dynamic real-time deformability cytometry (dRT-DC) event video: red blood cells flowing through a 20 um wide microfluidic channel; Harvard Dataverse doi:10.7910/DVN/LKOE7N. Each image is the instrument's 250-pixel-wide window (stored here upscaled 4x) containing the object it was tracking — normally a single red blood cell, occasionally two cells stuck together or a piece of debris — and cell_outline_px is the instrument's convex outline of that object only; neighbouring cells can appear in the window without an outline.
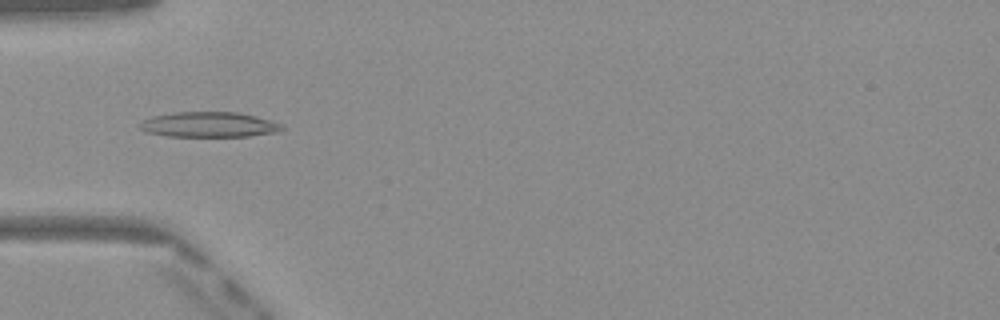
{"species": "Egyptian fruit bat (a non-hibernating species)", "species_latin": "Rousettus aegyptiacus", "temperature_condition": "warm", "stored_images_in_passage": 49, "camera_frame_rate_fps": 3000, "um_per_image_px": 0.085, "frame": {"image": 1, "passage_image": 16, "time_ms": 5.0, "image_size_px": [1000, 320], "cell_outline_px": [[284, 128], [276, 132], [248, 136], [168, 136], [144, 132], [140, 128], [140, 124], [144, 120], [152, 116], [172, 112], [240, 112], [272, 120], [284, 124]], "centroid_in_image_um": [17.78, 10.58], "position_along_channel_um": 67.2, "area_um2": 20.98}}
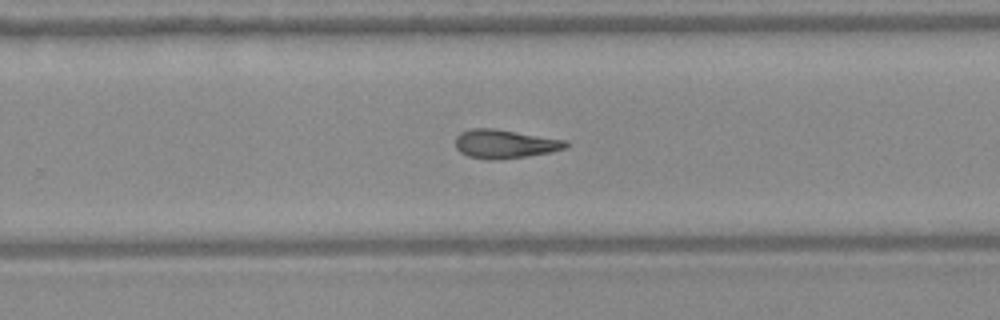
{"frame": {"image": 2, "passage_image": 32, "time_ms": 10.333, "image_size_px": [1000, 320], "cell_outline_px": [[568, 148], [528, 156], [496, 160], [488, 160], [468, 156], [460, 152], [456, 148], [456, 136], [460, 132], [472, 128], [492, 128], [568, 140]], "centroid_in_image_um": [42.91, 12.23], "position_along_channel_um": 286.9, "area_um2": 18.55}}
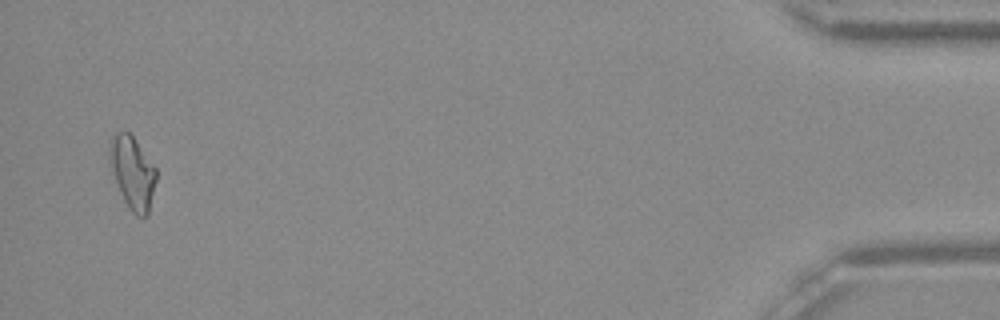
{"frame": {"image": 3, "passage_image": 48, "time_ms": 15.667, "image_size_px": [1000, 320], "cell_outline_px": [[156, 180], [148, 216], [136, 216], [128, 208], [120, 192], [112, 172], [108, 148], [112, 136], [116, 132], [124, 128], [132, 136], [156, 168]], "centroid_in_image_um": [11.25, 14.66], "position_along_channel_um": 423.9, "area_um2": 19.65}, "authors_computed_cell_mechanics": {"area_um2": 18.9006, "velocity_mm_per_s": 4.1178, "shape_relaxation_time_tau1_ms": null, "shape_relaxation_time_tau2_ms": 4.8452, "deformation_change_tau1": null, "deformation_change_tau2": 0.1381}}